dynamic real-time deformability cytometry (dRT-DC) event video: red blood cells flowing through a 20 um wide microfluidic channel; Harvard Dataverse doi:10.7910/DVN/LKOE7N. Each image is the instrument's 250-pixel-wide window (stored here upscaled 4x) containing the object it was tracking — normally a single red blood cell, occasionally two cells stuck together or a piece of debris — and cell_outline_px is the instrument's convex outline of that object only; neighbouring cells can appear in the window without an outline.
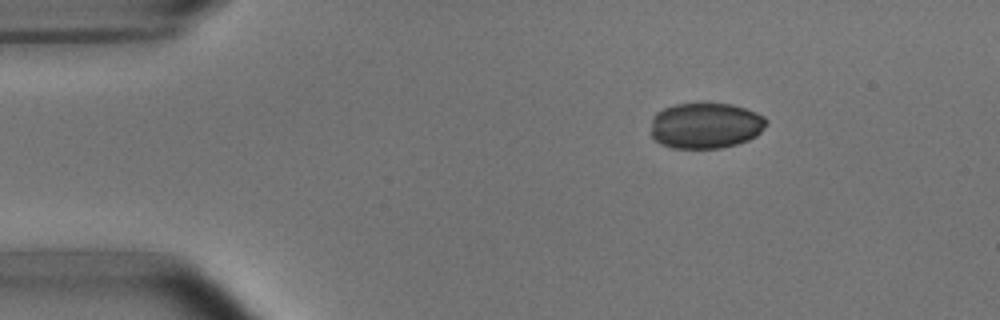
{"species": "common noctule bat (a hibernating species)", "species_latin": "Nyctalus noctula", "temperature_condition": "room temperature", "stored_images_in_passage": 3, "camera_frame_rate_fps": 3000, "um_per_image_px": 0.085, "animal": {"sex": "male", "body_mass_g": 15.6}, "frame": {"image": 1, "passage_image": 1, "time_ms": 0.0, "image_size_px": [1000, 320], "cell_outline_px": [[768, 120], [764, 128], [756, 136], [748, 140], [736, 144], [720, 148], [672, 148], [660, 144], [652, 136], [652, 116], [656, 112], [664, 108], [676, 104], [732, 104], [756, 112], [764, 116]], "centroid_in_image_um": [59.98, 10.68], "position_along_channel_um": 25.0, "area_um2": 30.81}}